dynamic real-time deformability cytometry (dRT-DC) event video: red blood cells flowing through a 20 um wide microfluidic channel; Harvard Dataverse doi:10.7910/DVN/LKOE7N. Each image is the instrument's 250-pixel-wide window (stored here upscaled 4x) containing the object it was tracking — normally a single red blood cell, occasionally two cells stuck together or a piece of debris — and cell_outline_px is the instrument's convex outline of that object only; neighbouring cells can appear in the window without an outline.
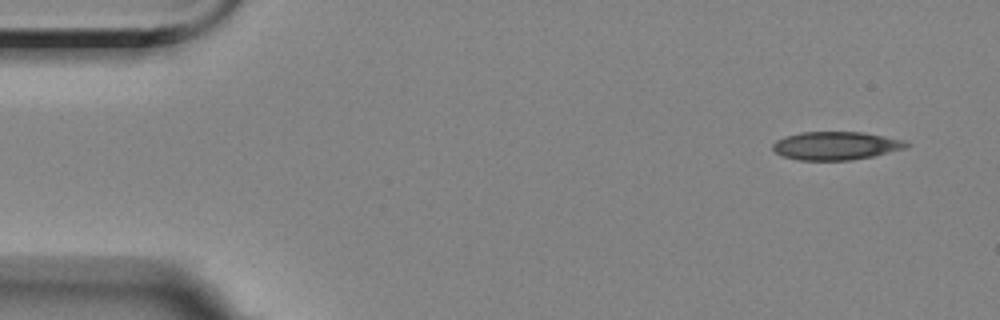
{"species": "Egyptian fruit bat (a non-hibernating species)", "species_latin": "Rousettus aegyptiacus", "temperature_condition": "room temperature", "stored_images_in_passage": 4, "camera_frame_rate_fps": 3000, "um_per_image_px": 0.085, "animal": {"sex": "female"}, "frame": {"image": 1, "passage_image": 1, "time_ms": 0.0, "image_size_px": [1000, 320], "cell_outline_px": [[912, 144], [908, 148], [872, 156], [852, 160], [800, 160], [784, 156], [776, 152], [772, 148], [772, 144], [776, 140], [784, 136], [800, 132], [864, 132], [904, 140]], "centroid_in_image_um": [71.08, 12.38], "position_along_channel_um": 13.9, "area_um2": 22.08}}